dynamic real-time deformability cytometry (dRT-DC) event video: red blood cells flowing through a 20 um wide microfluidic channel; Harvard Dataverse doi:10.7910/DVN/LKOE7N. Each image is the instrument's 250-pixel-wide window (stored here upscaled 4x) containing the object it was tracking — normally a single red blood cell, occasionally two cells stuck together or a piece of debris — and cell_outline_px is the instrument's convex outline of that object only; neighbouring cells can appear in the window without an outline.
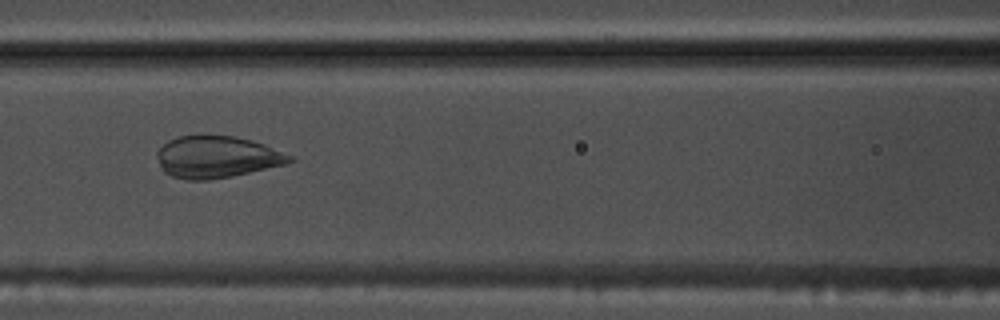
{"species": "common noctule bat (a hibernating species)", "species_latin": "Nyctalus noctula", "temperature_condition": "warm", "stored_images_in_passage": 53, "camera_frame_rate_fps": 3000, "um_per_image_px": 0.085, "animal": {"sex": "male", "body_mass_g": 17.5, "forearm_length_mm": 52.3}, "frame": {"image": 1, "passage_image": 23, "time_ms": 7.333, "image_size_px": [1000, 320], "cell_outline_px": [[296, 160], [288, 164], [232, 176], [208, 180], [188, 180], [172, 176], [164, 172], [160, 168], [156, 156], [156, 152], [168, 140], [180, 136], [200, 132], [232, 136], [252, 140], [264, 144], [292, 156]], "centroid_in_image_um": [18.41, 13.31], "position_along_channel_um": 148.2, "area_um2": 33.12}}